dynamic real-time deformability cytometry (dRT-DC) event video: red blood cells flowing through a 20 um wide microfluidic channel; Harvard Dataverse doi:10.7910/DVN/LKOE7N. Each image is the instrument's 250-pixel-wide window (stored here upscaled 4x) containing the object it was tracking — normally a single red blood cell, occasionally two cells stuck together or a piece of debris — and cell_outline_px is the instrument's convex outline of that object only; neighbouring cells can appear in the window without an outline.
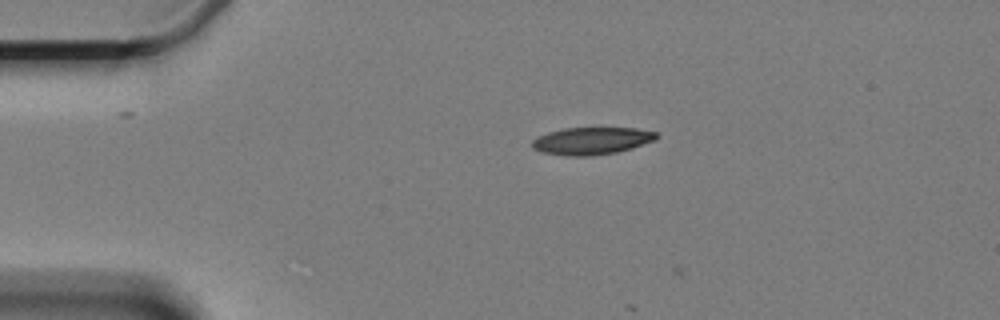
{"species": "Egyptian fruit bat (a non-hibernating species)", "species_latin": "Rousettus aegyptiacus", "temperature_condition": "cold", "stored_images_in_passage": 2, "camera_frame_rate_fps": 3000, "um_per_image_px": 0.085, "animal": {"sex": "female"}, "frame": {"image": 1, "passage_image": 1, "time_ms": 0.0, "image_size_px": [1000, 320], "cell_outline_px": [[660, 136], [656, 140], [632, 148], [616, 152], [592, 156], [564, 156], [540, 152], [532, 148], [532, 140], [548, 132], [564, 128], [636, 128], [656, 132]], "centroid_in_image_um": [50.3, 11.98], "position_along_channel_um": 34.7, "area_um2": 19.94}}